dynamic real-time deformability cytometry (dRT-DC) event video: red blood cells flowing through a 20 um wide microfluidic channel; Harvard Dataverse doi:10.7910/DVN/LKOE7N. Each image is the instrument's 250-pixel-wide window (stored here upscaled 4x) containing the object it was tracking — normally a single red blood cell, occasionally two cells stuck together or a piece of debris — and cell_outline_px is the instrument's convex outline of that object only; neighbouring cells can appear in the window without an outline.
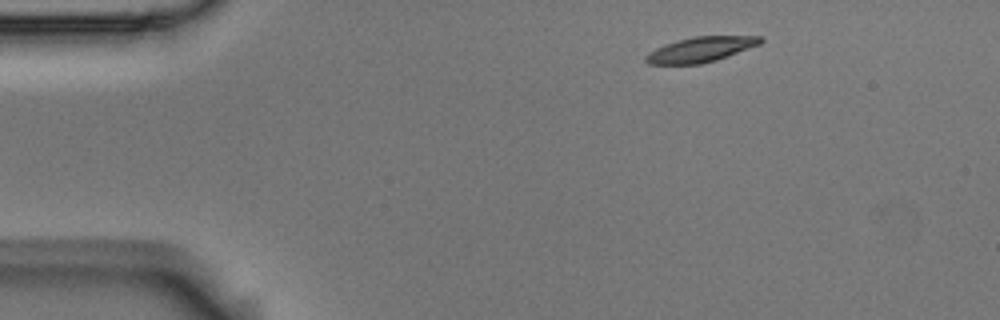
{"species": "Egyptian fruit bat (a non-hibernating species)", "species_latin": "Rousettus aegyptiacus", "temperature_condition": "room temperature", "stored_images_in_passage": 3, "camera_frame_rate_fps": 3000, "um_per_image_px": 0.085, "animal": {"sex": "male"}, "frame": {"image": 1, "passage_image": 1, "time_ms": 0.0, "image_size_px": [1000, 320], "cell_outline_px": [[764, 40], [760, 44], [716, 60], [700, 64], [648, 64], [644, 60], [644, 56], [648, 52], [664, 44], [676, 40], [696, 36], [764, 36]], "centroid_in_image_um": [59.53, 4.2], "position_along_channel_um": 25.5, "area_um2": 16.82}}
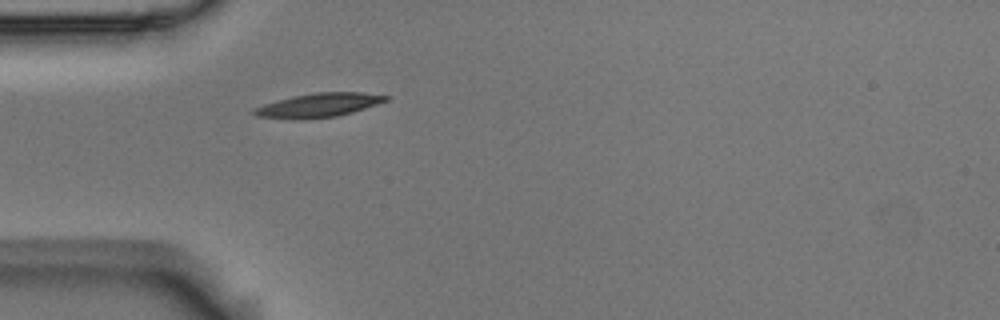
{"frame": {"image": 2, "passage_image": 3, "time_ms": 0.667, "image_size_px": [1000, 320], "cell_outline_px": [[388, 100], [352, 112], [336, 116], [300, 120], [292, 120], [256, 116], [252, 112], [252, 108], [264, 104], [296, 96], [316, 92], [364, 92], [388, 96]], "centroid_in_image_um": [27.04, 8.95], "position_along_channel_um": 58.0, "area_um2": 18.26}}